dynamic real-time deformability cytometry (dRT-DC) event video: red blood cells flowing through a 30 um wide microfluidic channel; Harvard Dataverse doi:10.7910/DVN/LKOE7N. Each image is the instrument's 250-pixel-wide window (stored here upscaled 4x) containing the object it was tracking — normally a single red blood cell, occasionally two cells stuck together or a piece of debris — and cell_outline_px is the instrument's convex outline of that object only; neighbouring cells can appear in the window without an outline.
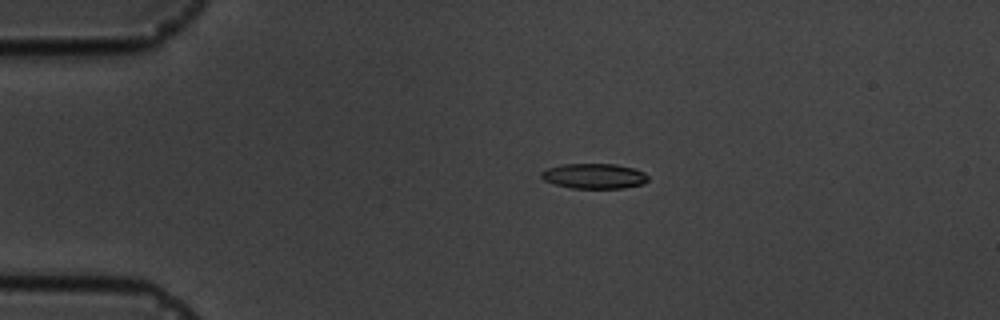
{"species": "common noctule bat (a hibernating species)", "species_latin": "Nyctalus noctula", "temperature_condition": "cold", "stored_images_in_passage": 4, "camera_frame_rate_fps": 3000, "um_per_image_px": 0.085, "animal": {"sex": "male", "body_mass_g": 19.5, "forearm_length_mm": 54.6}, "frame": {"image": 1, "passage_image": 2, "time_ms": 2.0, "image_size_px": [1000, 320], "cell_outline_px": [[648, 180], [644, 184], [624, 188], [572, 188], [556, 184], [544, 180], [540, 176], [540, 172], [548, 168], [560, 164], [616, 164], [632, 168], [644, 172], [648, 176]], "centroid_in_image_um": [50.51, 14.96], "position_along_channel_um": 34.5, "area_um2": 15.66}}
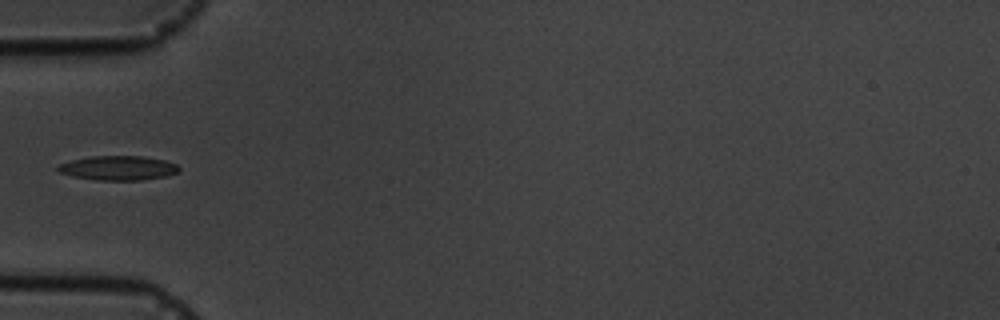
{"frame": {"image": 2, "passage_image": 4, "time_ms": 4.333, "image_size_px": [1000, 320], "cell_outline_px": [[180, 168], [176, 172], [164, 176], [140, 180], [96, 180], [72, 176], [56, 172], [56, 168], [60, 164], [72, 160], [92, 156], [144, 156], [164, 160], [176, 164]], "centroid_in_image_um": [10.0, 14.28], "position_along_channel_um": 75.0, "area_um2": 17.11}}